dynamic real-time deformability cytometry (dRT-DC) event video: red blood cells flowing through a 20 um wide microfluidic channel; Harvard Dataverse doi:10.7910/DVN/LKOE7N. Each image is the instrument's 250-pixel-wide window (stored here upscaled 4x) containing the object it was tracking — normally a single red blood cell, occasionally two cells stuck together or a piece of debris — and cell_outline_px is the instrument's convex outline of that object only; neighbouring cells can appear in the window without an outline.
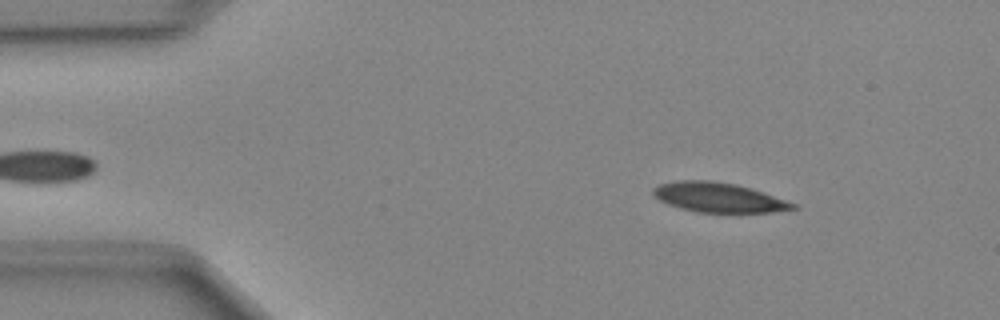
{"species": "Egyptian fruit bat (a non-hibernating species)", "species_latin": "Rousettus aegyptiacus", "temperature_condition": "cold", "stored_images_in_passage": 48, "camera_frame_rate_fps": 3000, "um_per_image_px": 0.085, "animal": {"sex": "female"}, "frame": {"image": 1, "passage_image": 6, "time_ms": 1.667, "image_size_px": [1000, 320], "cell_outline_px": [[796, 208], [768, 212], [700, 212], [680, 208], [668, 204], [660, 200], [652, 192], [652, 188], [660, 184], [676, 180], [712, 180], [736, 184], [796, 204]], "centroid_in_image_um": [60.99, 16.77], "position_along_channel_um": 24.0, "area_um2": 23.58}}
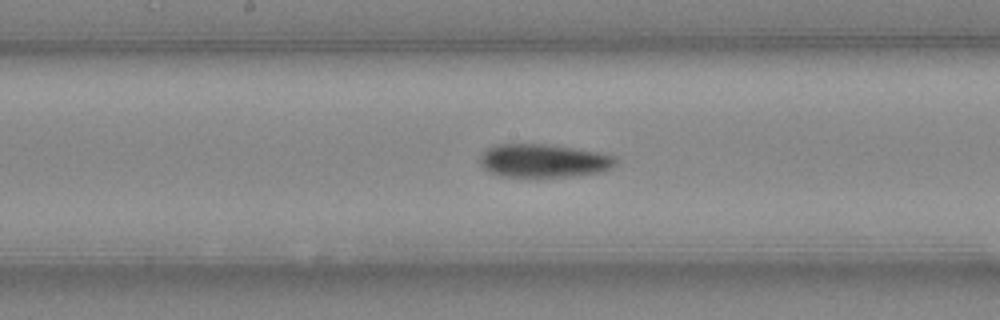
{"frame": {"image": 2, "passage_image": 24, "time_ms": 7.667, "image_size_px": [1000, 320], "cell_outline_px": [[616, 164], [612, 168], [600, 172], [572, 176], [500, 176], [488, 172], [480, 164], [480, 156], [488, 148], [496, 144], [548, 144], [596, 152], [616, 156]], "centroid_in_image_um": [46.19, 13.66], "position_along_channel_um": 202.0, "area_um2": 26.18}}
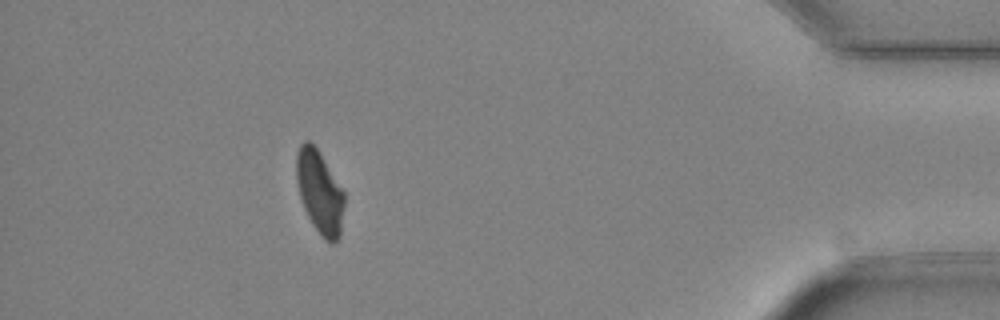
{"frame": {"image": 3, "passage_image": 43, "time_ms": 14.0, "image_size_px": [1000, 320], "cell_outline_px": [[344, 204], [340, 236], [332, 244], [324, 240], [320, 236], [312, 224], [304, 208], [300, 196], [296, 180], [296, 156], [300, 144], [304, 140], [308, 140], [320, 152], [344, 192]], "centroid_in_image_um": [27.16, 16.34], "position_along_channel_um": 408.0, "area_um2": 23.18}}